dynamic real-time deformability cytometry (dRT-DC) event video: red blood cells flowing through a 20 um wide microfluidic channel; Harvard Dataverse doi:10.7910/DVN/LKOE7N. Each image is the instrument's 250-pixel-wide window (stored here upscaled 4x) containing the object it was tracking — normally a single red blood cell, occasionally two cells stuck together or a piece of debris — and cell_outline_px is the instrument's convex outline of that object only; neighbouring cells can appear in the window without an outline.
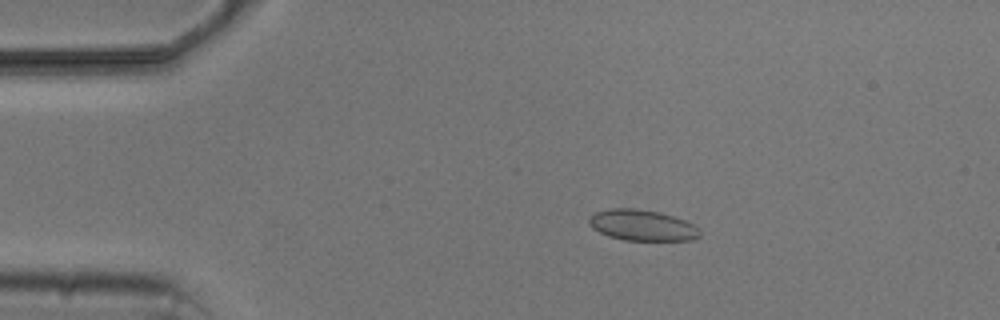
{"species": "common noctule bat (a hibernating species)", "species_latin": "Nyctalus noctula", "temperature_condition": "cold", "stored_images_in_passage": 6, "camera_frame_rate_fps": 3000, "um_per_image_px": 0.085, "animal": {"sex": "male", "body_mass_g": 20.5, "forearm_length_mm": 52.5}, "frame": {"image": 1, "passage_image": 2, "time_ms": 1.333, "image_size_px": [1000, 320], "cell_outline_px": [[700, 236], [692, 240], [624, 240], [608, 236], [592, 228], [588, 224], [588, 216], [596, 212], [612, 208], [632, 208], [656, 212], [672, 216], [684, 220], [700, 228]], "centroid_in_image_um": [54.56, 19.15], "position_along_channel_um": 30.4, "area_um2": 19.88}}
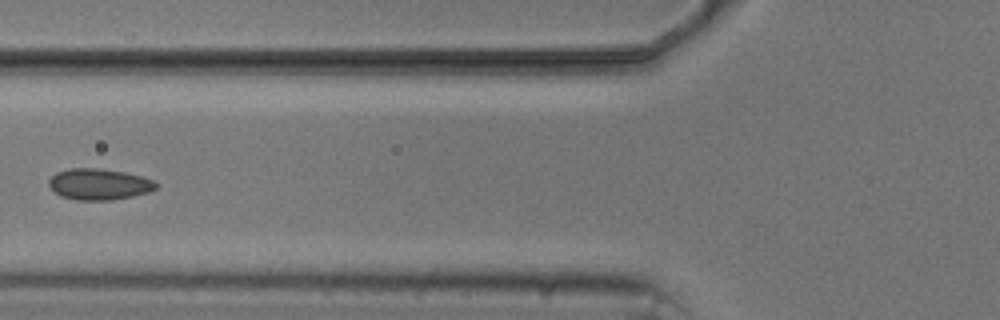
{"frame": {"image": 2, "passage_image": 5, "time_ms": 5.0, "image_size_px": [1000, 320], "cell_outline_px": [[160, 184], [156, 188], [148, 192], [132, 196], [112, 200], [76, 200], [60, 196], [48, 184], [48, 180], [56, 172], [68, 168], [96, 168], [124, 172], [156, 180]], "centroid_in_image_um": [8.43, 15.66], "position_along_channel_um": 117.4, "area_um2": 19.54}}
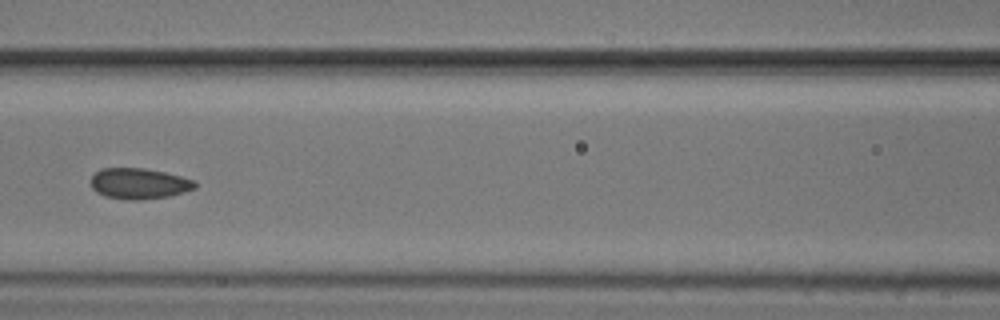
{"frame": {"image": 3, "passage_image": 6, "time_ms": 6.0, "image_size_px": [1000, 320], "cell_outline_px": [[196, 188], [184, 192], [168, 196], [140, 200], [128, 200], [104, 196], [96, 192], [92, 188], [92, 176], [100, 168], [144, 168], [164, 172], [180, 176], [192, 180], [196, 184]], "centroid_in_image_um": [11.79, 15.6], "position_along_channel_um": 154.8, "area_um2": 18.61}}